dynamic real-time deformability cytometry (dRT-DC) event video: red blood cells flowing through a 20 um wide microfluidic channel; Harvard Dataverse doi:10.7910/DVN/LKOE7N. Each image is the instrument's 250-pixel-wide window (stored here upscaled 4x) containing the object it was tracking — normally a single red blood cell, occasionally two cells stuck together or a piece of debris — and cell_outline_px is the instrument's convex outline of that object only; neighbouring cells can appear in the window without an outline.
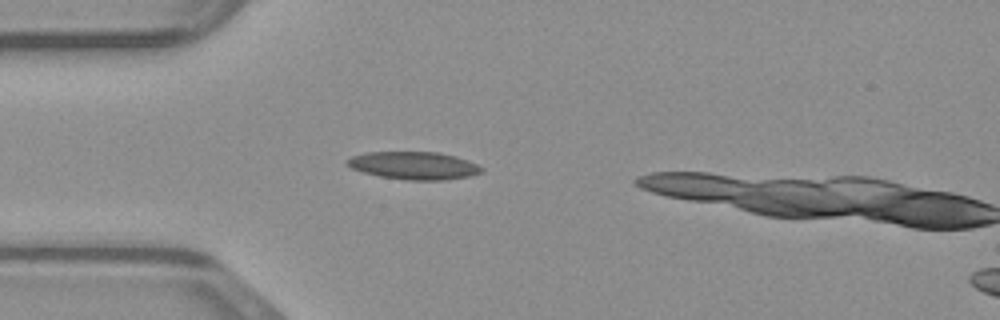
{"species": "common noctule bat (a hibernating species)", "species_latin": "Nyctalus noctula", "temperature_condition": "warm", "stored_images_in_passage": 10, "camera_frame_rate_fps": 3000, "um_per_image_px": 0.085, "animal": {"sex": "male", "body_mass_g": 23.1, "forearm_length_mm": 52.7}, "frame": {"image": 1, "passage_image": 9, "time_ms": 2.667, "image_size_px": [1000, 320], "cell_outline_px": [[484, 172], [468, 176], [444, 180], [404, 180], [380, 176], [364, 172], [352, 168], [344, 164], [344, 160], [352, 156], [368, 152], [440, 152], [456, 156], [468, 160], [484, 168]], "centroid_in_image_um": [35.18, 14.07], "position_along_channel_um": 49.8, "area_um2": 21.85}}